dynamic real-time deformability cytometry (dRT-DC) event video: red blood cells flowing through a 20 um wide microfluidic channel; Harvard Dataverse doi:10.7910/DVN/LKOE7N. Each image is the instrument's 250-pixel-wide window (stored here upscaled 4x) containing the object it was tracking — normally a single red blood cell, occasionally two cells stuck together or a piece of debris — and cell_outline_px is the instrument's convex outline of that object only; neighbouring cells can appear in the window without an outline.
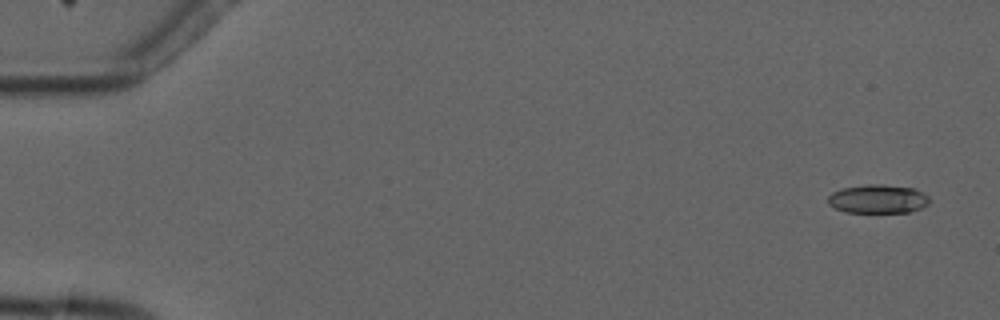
{"species": "common noctule bat (a hibernating species)", "species_latin": "Nyctalus noctula", "temperature_condition": "cold", "stored_images_in_passage": 6, "camera_frame_rate_fps": 3000, "um_per_image_px": 0.085, "animal": {"sex": "male", "forearm_length_mm": 52.5}, "frame": {"image": 1, "passage_image": 1, "time_ms": 0.0, "image_size_px": [1000, 320], "cell_outline_px": [[932, 200], [928, 204], [920, 208], [908, 212], [844, 212], [828, 204], [828, 196], [832, 192], [844, 188], [868, 184], [884, 184], [912, 188], [928, 196]], "centroid_in_image_um": [74.62, 16.91], "position_along_channel_um": 10.4, "area_um2": 16.88}}